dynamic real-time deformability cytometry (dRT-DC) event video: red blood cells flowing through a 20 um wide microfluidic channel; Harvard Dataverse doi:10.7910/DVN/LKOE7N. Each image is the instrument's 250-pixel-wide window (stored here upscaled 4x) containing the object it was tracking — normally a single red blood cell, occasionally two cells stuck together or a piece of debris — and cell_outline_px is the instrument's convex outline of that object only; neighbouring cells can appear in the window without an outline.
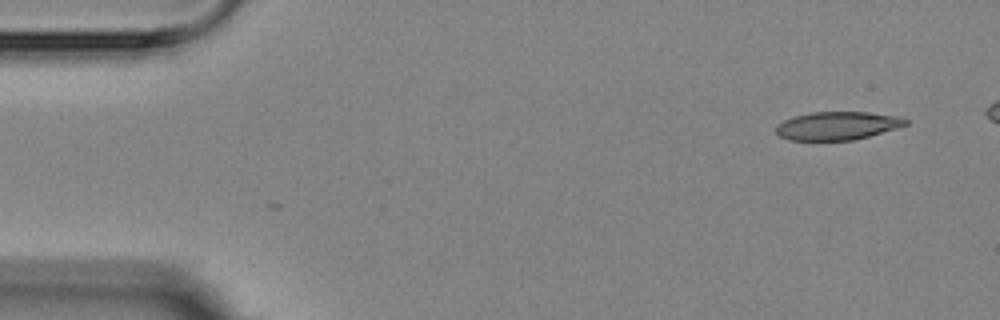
{"species": "Egyptian fruit bat (a non-hibernating species)", "species_latin": "Rousettus aegyptiacus", "temperature_condition": "room temperature", "stored_images_in_passage": 2, "camera_frame_rate_fps": 3000, "um_per_image_px": 0.085, "animal": {"sex": "female"}, "frame": {"image": 1, "passage_image": 2, "time_ms": 1.0, "image_size_px": [1000, 320], "cell_outline_px": [[908, 124], [896, 128], [868, 136], [852, 140], [788, 140], [780, 136], [776, 132], [776, 128], [784, 120], [796, 116], [812, 112], [868, 112], [896, 116], [908, 120]], "centroid_in_image_um": [71.17, 10.69], "position_along_channel_um": 13.8, "area_um2": 20.98}}